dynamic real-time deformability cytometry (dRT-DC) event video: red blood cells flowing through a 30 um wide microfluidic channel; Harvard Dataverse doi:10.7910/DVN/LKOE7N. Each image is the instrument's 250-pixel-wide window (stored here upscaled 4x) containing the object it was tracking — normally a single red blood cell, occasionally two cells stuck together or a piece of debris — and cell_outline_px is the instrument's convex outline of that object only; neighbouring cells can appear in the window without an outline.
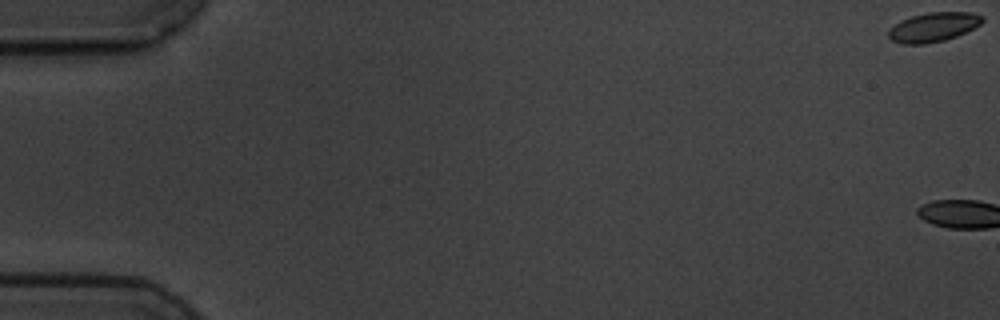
{"species": "common noctule bat (a hibernating species)", "species_latin": "Nyctalus noctula", "temperature_condition": "cold", "stored_images_in_passage": 6, "camera_frame_rate_fps": 3000, "um_per_image_px": 0.085, "animal": {"sex": "male", "body_mass_g": 19.5, "forearm_length_mm": 54.6}, "frame": {"image": 1, "passage_image": 1, "time_ms": 0.0, "image_size_px": [1000, 320], "cell_outline_px": [[984, 20], [980, 24], [956, 36], [944, 40], [924, 44], [904, 44], [892, 40], [888, 36], [888, 32], [900, 20], [912, 16], [928, 12], [972, 12], [984, 16]], "centroid_in_image_um": [79.35, 2.29], "position_along_channel_um": 5.7, "area_um2": 15.84}}